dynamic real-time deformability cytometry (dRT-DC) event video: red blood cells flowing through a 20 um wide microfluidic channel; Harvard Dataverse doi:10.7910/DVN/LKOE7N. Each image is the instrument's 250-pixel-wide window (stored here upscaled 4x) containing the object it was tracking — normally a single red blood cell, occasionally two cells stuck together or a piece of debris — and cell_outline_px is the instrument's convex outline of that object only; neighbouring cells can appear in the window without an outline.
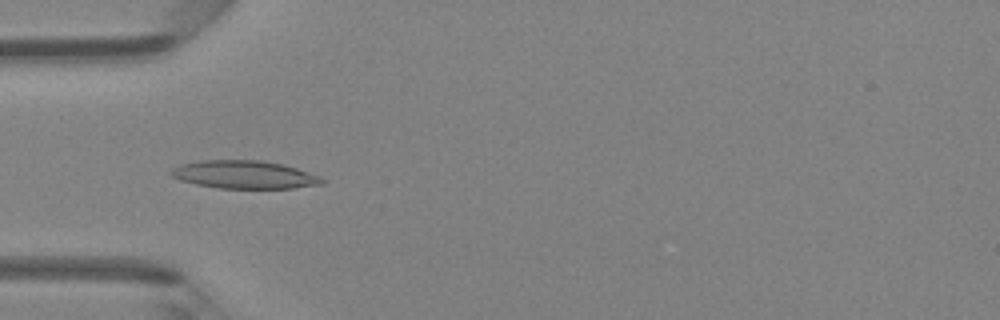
{"species": "Egyptian fruit bat (a non-hibernating species)", "species_latin": "Rousettus aegyptiacus", "temperature_condition": "room temperature", "stored_images_in_passage": 47, "camera_frame_rate_fps": 3000, "um_per_image_px": 0.085, "animal": {"sex": "female"}, "frame": {"image": 1, "passage_image": 15, "time_ms": 4.667, "image_size_px": [1000, 320], "cell_outline_px": [[324, 184], [292, 188], [220, 188], [196, 184], [180, 180], [172, 176], [168, 172], [172, 168], [180, 164], [200, 160], [260, 160], [284, 164], [320, 176], [324, 180]], "centroid_in_image_um": [20.75, 14.83], "position_along_channel_um": 64.2, "area_um2": 24.68}}
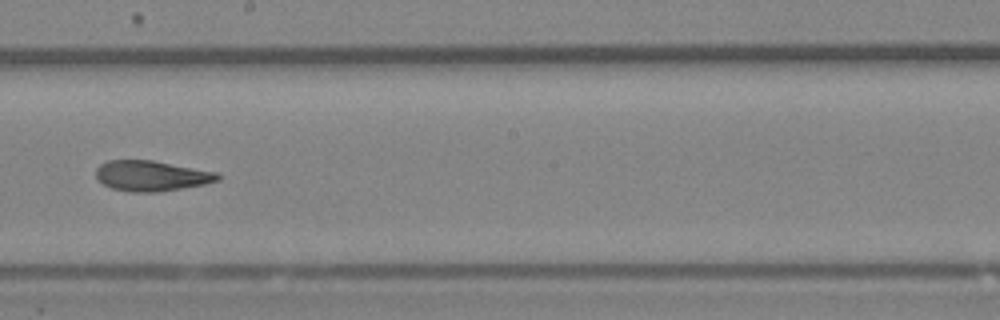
{"frame": {"image": 2, "passage_image": 27, "time_ms": 8.667, "image_size_px": [1000, 320], "cell_outline_px": [[220, 180], [204, 184], [160, 192], [128, 192], [112, 188], [104, 184], [96, 176], [96, 168], [100, 164], [108, 160], [152, 160], [220, 172]], "centroid_in_image_um": [12.9, 14.94], "position_along_channel_um": 235.3, "area_um2": 21.73}}
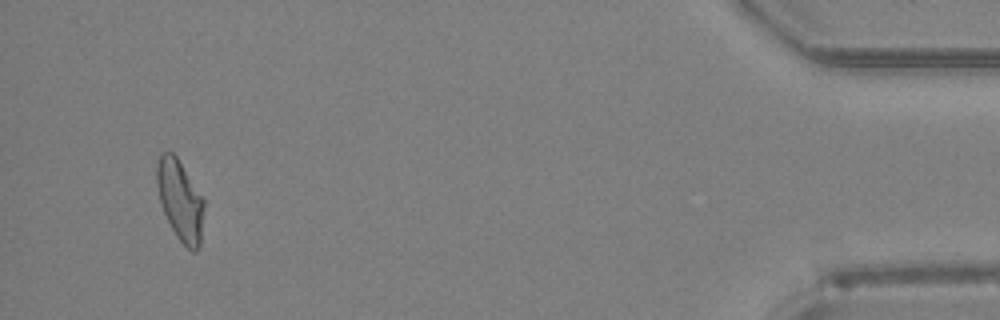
{"frame": {"image": 3, "passage_image": 45, "time_ms": 14.667, "image_size_px": [1000, 320], "cell_outline_px": [[204, 208], [200, 244], [196, 252], [192, 252], [176, 236], [160, 204], [156, 184], [156, 164], [160, 152], [172, 152], [176, 156], [204, 200]], "centroid_in_image_um": [15.29, 17.02], "position_along_channel_um": 419.9, "area_um2": 22.02}, "authors_computed_cell_mechanics": {"area_um2": 22.542, "velocity_mm_per_s": 4.3064, "shape_relaxation_time_tau1_ms": null, "shape_relaxation_time_tau2_ms": 3.6314, "deformation_change_tau1": null, "deformation_change_tau2": 0.1018}}